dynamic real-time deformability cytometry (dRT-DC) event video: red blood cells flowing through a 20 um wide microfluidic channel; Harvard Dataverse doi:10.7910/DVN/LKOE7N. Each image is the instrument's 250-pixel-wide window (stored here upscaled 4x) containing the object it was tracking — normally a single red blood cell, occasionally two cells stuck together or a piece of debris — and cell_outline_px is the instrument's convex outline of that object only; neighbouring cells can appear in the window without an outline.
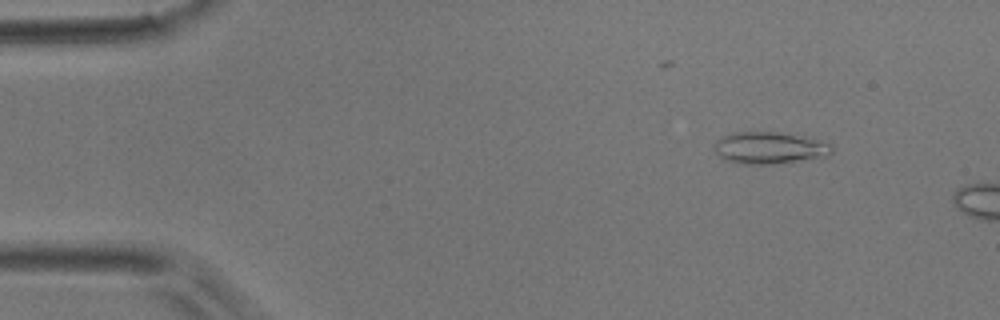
{"species": "common noctule bat (a hibernating species)", "species_latin": "Nyctalus noctula", "temperature_condition": "room temperature", "stored_images_in_passage": 5, "camera_frame_rate_fps": 3000, "um_per_image_px": 0.085, "animal": {"sex": "male", "body_mass_g": 17.9}, "frame": {"image": 1, "passage_image": 1, "time_ms": 0.0, "image_size_px": [1000, 320], "cell_outline_px": [[832, 152], [828, 156], [772, 164], [740, 164], [724, 160], [716, 152], [716, 140], [732, 132], [776, 132], [812, 136], [828, 144], [832, 148]], "centroid_in_image_um": [65.43, 12.56], "position_along_channel_um": 19.6, "area_um2": 21.91}}